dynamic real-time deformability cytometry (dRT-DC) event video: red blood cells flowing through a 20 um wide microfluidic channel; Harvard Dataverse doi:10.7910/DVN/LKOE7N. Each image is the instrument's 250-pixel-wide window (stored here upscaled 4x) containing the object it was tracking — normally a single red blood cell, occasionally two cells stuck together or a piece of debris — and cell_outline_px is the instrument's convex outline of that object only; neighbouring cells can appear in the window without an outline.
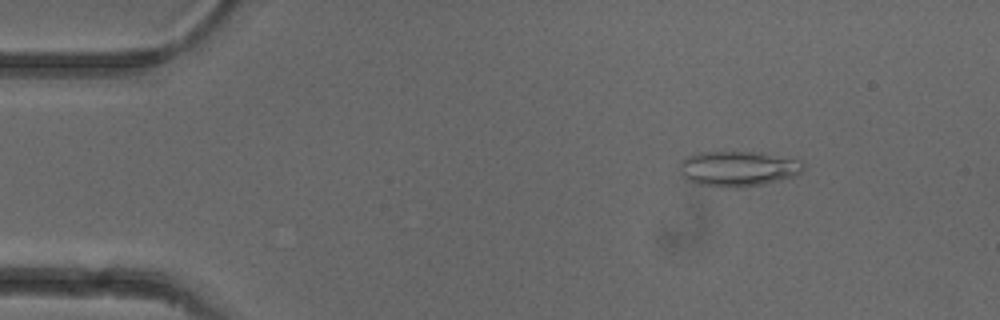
{"species": "common noctule bat (a hibernating species)", "species_latin": "Nyctalus noctula", "temperature_condition": "cold", "stored_images_in_passage": 46, "camera_frame_rate_fps": 3000, "um_per_image_px": 0.085, "animal": {"sex": "female"}, "frame": {"image": 1, "passage_image": 1, "time_ms": 0.0, "image_size_px": [1000, 320], "cell_outline_px": [[804, 172], [796, 176], [764, 184], [736, 188], [720, 188], [692, 184], [684, 180], [680, 172], [680, 160], [684, 156], [700, 152], [756, 152], [800, 160], [804, 164]], "centroid_in_image_um": [62.68, 14.36], "position_along_channel_um": 22.3, "area_um2": 26.13}}
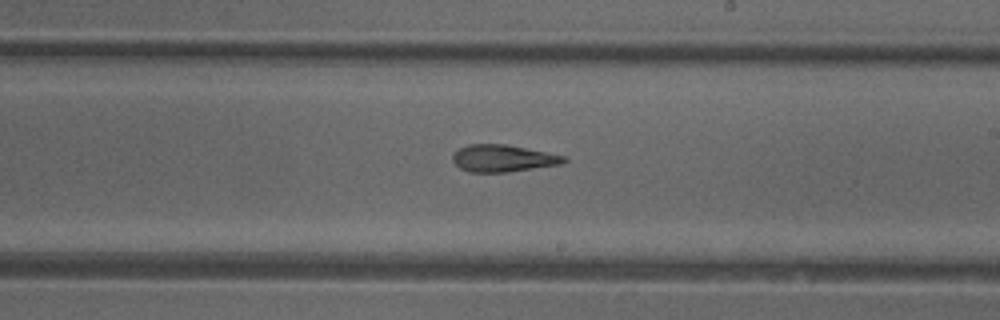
{"frame": {"image": 2, "passage_image": 24, "time_ms": 7.667, "image_size_px": [1000, 320], "cell_outline_px": [[568, 160], [560, 164], [508, 172], [468, 172], [460, 168], [452, 160], [452, 156], [460, 148], [468, 144], [508, 144], [564, 156]], "centroid_in_image_um": [42.73, 13.45], "position_along_channel_um": 246.3, "area_um2": 17.4}}
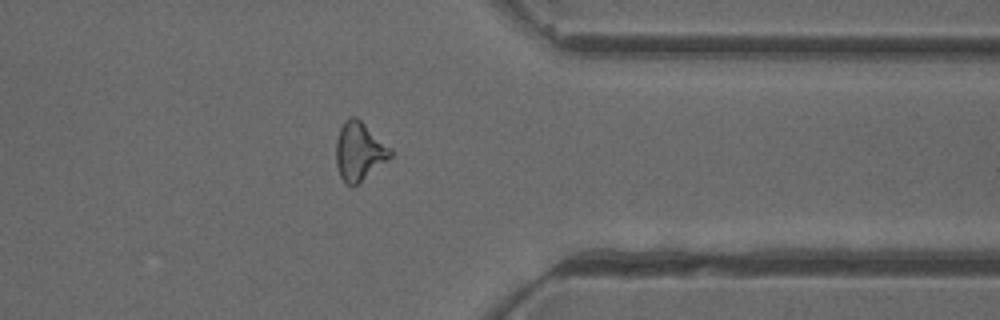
{"frame": {"image": 3, "passage_image": 35, "time_ms": 11.333, "image_size_px": [1000, 320], "cell_outline_px": [[392, 156], [352, 188], [344, 184], [340, 176], [336, 164], [336, 140], [340, 128], [344, 120], [348, 116], [356, 116], [392, 148]], "centroid_in_image_um": [30.51, 12.86], "position_along_channel_um": 380.9, "area_um2": 18.67}, "authors_computed_cell_mechanics": {"area_um2": 18.2359, "velocity_mm_per_s": 3.94, "shape_relaxation_time_tau1_ms": 9.4828, "shape_relaxation_time_tau2_ms": 4.7413, "deformation_change_tau1": 0.2202, "deformation_change_tau2": 0.1391}}